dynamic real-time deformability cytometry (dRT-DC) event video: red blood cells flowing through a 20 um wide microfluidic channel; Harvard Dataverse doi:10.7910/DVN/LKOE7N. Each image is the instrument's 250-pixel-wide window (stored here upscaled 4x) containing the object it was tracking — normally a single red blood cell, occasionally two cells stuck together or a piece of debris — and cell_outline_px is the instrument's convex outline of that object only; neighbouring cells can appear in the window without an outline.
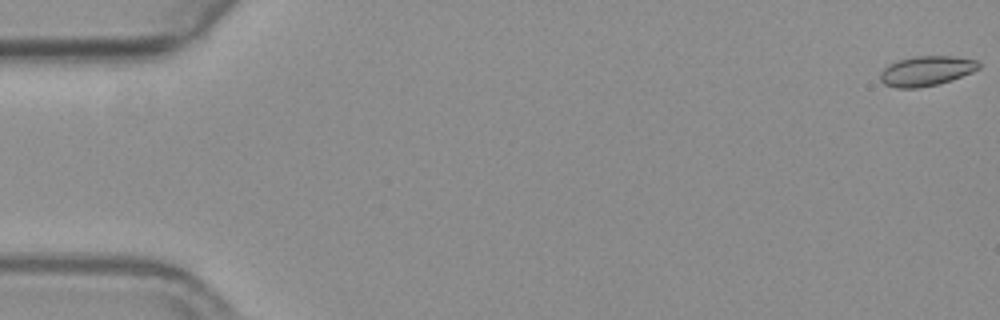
{"species": "common noctule bat (a hibernating species)", "species_latin": "Nyctalus noctula", "temperature_condition": "warm", "stored_images_in_passage": 59, "camera_frame_rate_fps": 3000, "um_per_image_px": 0.085, "animal": {"sex": "female", "body_mass_g": 19.3, "forearm_length_mm": 54.1}, "frame": {"image": 1, "passage_image": 1, "time_ms": 0.0, "image_size_px": [1000, 320], "cell_outline_px": [[968, 72], [948, 80], [932, 84], [888, 84], [884, 80], [888, 68], [896, 64], [908, 60], [968, 60]], "centroid_in_image_um": [78.66, 6.08], "position_along_channel_um": 6.3, "area_um2": 12.2}}